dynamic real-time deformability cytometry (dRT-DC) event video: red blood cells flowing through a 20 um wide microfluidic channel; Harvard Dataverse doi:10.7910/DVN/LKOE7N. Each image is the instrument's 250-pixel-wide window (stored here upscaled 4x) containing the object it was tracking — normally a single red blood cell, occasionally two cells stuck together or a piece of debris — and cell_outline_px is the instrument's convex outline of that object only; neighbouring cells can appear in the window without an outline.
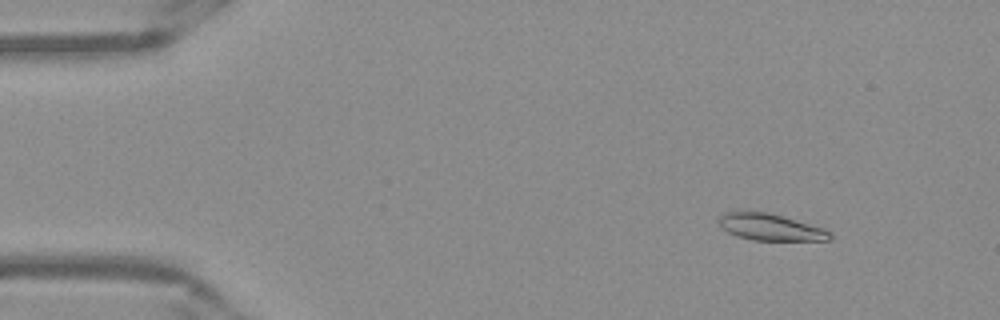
{"species": "Egyptian fruit bat (a non-hibernating species)", "species_latin": "Rousettus aegyptiacus", "temperature_condition": "warm", "stored_images_in_passage": 52, "camera_frame_rate_fps": 3000, "um_per_image_px": 0.085, "frame": {"image": 1, "passage_image": 6, "time_ms": 1.667, "image_size_px": [1000, 320], "cell_outline_px": [[832, 240], [752, 240], [736, 236], [720, 228], [716, 220], [724, 212], [768, 212], [824, 228], [832, 236]], "centroid_in_image_um": [65.42, 19.31], "position_along_channel_um": 19.6, "area_um2": 17.22}}
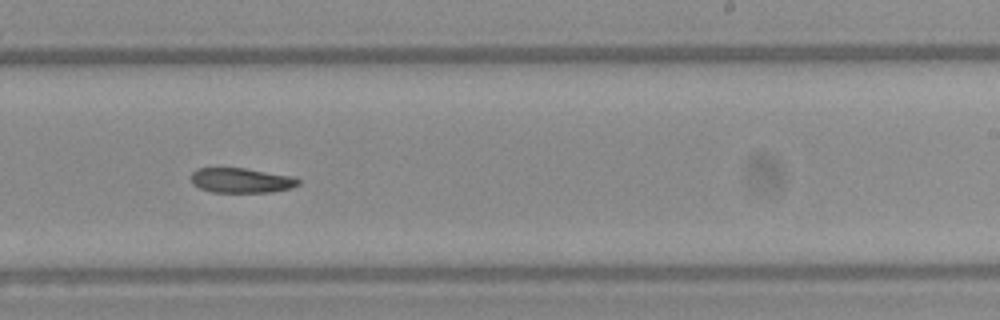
{"frame": {"image": 2, "passage_image": 32, "time_ms": 10.333, "image_size_px": [1000, 320], "cell_outline_px": [[300, 184], [292, 188], [268, 192], [212, 192], [200, 188], [192, 184], [192, 172], [196, 168], [244, 168], [296, 176], [300, 180]], "centroid_in_image_um": [20.55, 15.33], "position_along_channel_um": 268.5, "area_um2": 15.66}}
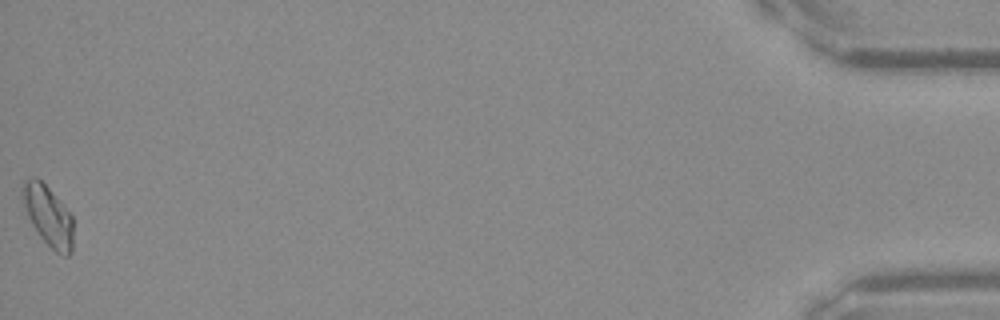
{"frame": {"image": 3, "passage_image": 52, "time_ms": 17.0, "image_size_px": [1000, 320], "cell_outline_px": [[72, 252], [68, 256], [64, 256], [56, 252], [40, 236], [32, 224], [28, 216], [20, 196], [20, 188], [24, 180], [32, 176], [36, 176], [48, 188], [72, 216]], "centroid_in_image_um": [4.05, 18.31], "position_along_channel_um": 431.1, "area_um2": 17.69}}